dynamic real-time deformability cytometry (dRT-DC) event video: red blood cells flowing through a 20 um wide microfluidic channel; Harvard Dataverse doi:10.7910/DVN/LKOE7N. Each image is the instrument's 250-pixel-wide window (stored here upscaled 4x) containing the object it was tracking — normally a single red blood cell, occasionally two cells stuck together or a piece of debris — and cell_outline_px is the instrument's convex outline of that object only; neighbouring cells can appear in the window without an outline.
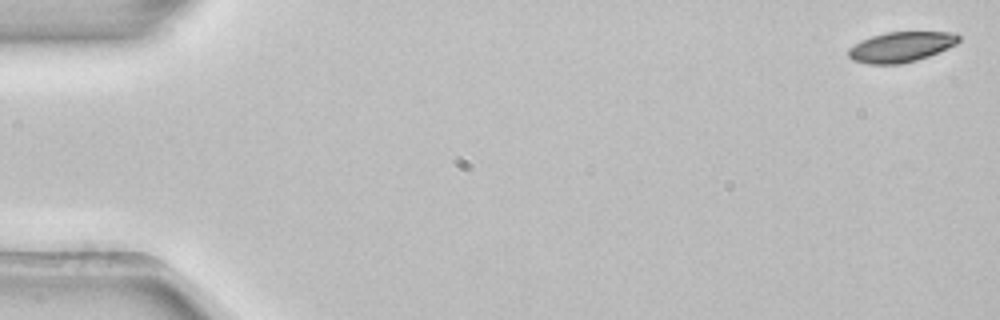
{"species": "common noctule bat (a hibernating species)", "species_latin": "Nyctalus noctula", "temperature_condition": "room temperature", "stored_images_in_passage": 6, "camera_frame_rate_fps": 3000, "um_per_image_px": 0.085, "animal": {"sex": "female", "body_mass_g": 22.7, "forearm_length_mm": 54.2}, "frame": {"image": 1, "passage_image": 1, "time_ms": 0.0, "image_size_px": [1000, 320], "cell_outline_px": [[960, 40], [956, 44], [948, 48], [928, 56], [916, 60], [900, 64], [868, 64], [852, 60], [848, 56], [848, 48], [872, 36], [888, 32], [956, 32], [960, 36]], "centroid_in_image_um": [76.61, 3.99], "position_along_channel_um": 8.4, "area_um2": 19.31}}
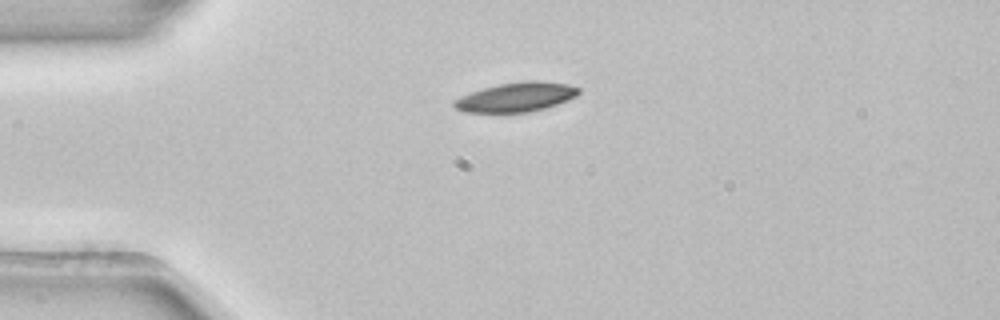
{"frame": {"image": 2, "passage_image": 4, "time_ms": 1.0, "image_size_px": [1000, 320], "cell_outline_px": [[580, 92], [576, 96], [568, 100], [544, 108], [528, 112], [464, 112], [456, 108], [452, 104], [452, 100], [460, 96], [484, 88], [500, 84], [524, 80], [540, 80], [568, 84], [580, 88]], "centroid_in_image_um": [43.88, 8.24], "position_along_channel_um": 41.1, "area_um2": 21.27}}